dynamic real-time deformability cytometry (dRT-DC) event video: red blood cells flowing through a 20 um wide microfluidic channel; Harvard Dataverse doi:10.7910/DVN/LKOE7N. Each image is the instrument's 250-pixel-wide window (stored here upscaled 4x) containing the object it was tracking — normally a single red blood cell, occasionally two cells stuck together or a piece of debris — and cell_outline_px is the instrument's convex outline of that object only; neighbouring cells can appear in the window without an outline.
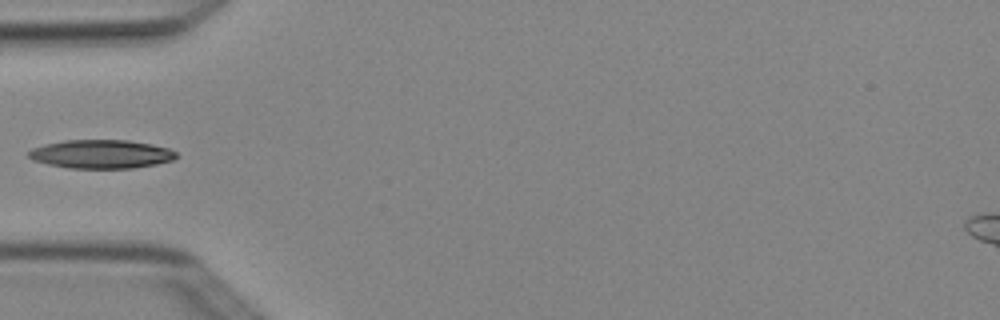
{"species": "Egyptian fruit bat (a non-hibernating species)", "species_latin": "Rousettus aegyptiacus", "temperature_condition": "cold", "stored_images_in_passage": 5, "camera_frame_rate_fps": 3000, "um_per_image_px": 0.085, "animal": {"sex": "female"}, "frame": {"image": 1, "passage_image": 5, "time_ms": 1.333, "image_size_px": [1000, 320], "cell_outline_px": [[176, 156], [172, 160], [156, 164], [132, 168], [68, 168], [48, 164], [32, 160], [28, 156], [28, 152], [32, 148], [44, 144], [64, 140], [128, 140], [152, 144], [168, 148], [176, 152]], "centroid_in_image_um": [8.57, 13.09], "position_along_channel_um": 76.4, "area_um2": 24.62}}